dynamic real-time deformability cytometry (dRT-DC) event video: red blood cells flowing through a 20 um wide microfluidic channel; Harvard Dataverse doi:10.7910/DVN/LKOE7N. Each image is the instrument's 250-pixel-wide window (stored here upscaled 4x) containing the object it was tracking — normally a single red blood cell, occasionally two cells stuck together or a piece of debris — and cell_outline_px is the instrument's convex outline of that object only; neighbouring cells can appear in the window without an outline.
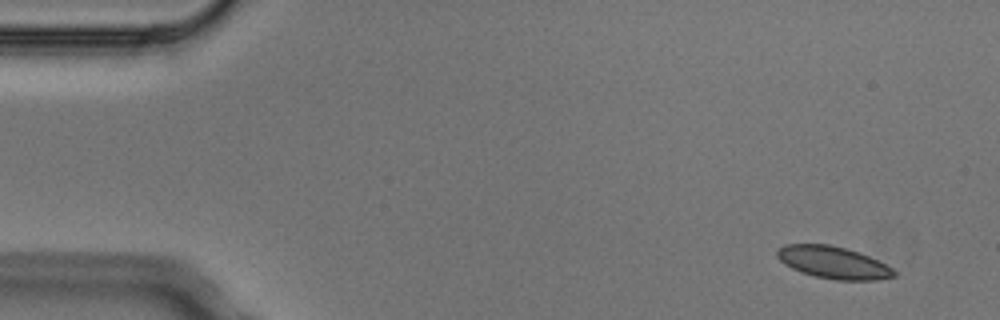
{"species": "Egyptian fruit bat (a non-hibernating species)", "species_latin": "Rousettus aegyptiacus", "temperature_condition": "cold", "stored_images_in_passage": 4, "camera_frame_rate_fps": 3000, "um_per_image_px": 0.085, "animal": {"sex": "male"}, "frame": {"image": 1, "passage_image": 1, "time_ms": 0.0, "image_size_px": [1000, 320], "cell_outline_px": [[896, 276], [876, 280], [836, 280], [816, 276], [800, 272], [784, 264], [776, 256], [776, 252], [784, 244], [828, 244], [860, 252], [892, 268], [896, 272]], "centroid_in_image_um": [70.81, 22.31], "position_along_channel_um": 14.2, "area_um2": 21.79}}